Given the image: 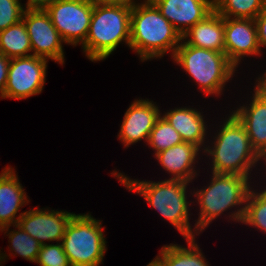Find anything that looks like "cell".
I'll return each mask as SVG.
<instances>
[{
	"instance_id": "obj_3",
	"label": "cell",
	"mask_w": 266,
	"mask_h": 266,
	"mask_svg": "<svg viewBox=\"0 0 266 266\" xmlns=\"http://www.w3.org/2000/svg\"><path fill=\"white\" fill-rule=\"evenodd\" d=\"M212 173L211 182L207 187L202 189L193 190L192 194L196 198L199 205V216L194 230L197 234L203 232V230L217 219L223 212L230 210L234 207H238L235 211L232 210L229 216V220L235 222H241L243 219L245 205L248 193L250 191L251 183L249 177L232 175V174H220ZM240 206V207H239Z\"/></svg>"
},
{
	"instance_id": "obj_6",
	"label": "cell",
	"mask_w": 266,
	"mask_h": 266,
	"mask_svg": "<svg viewBox=\"0 0 266 266\" xmlns=\"http://www.w3.org/2000/svg\"><path fill=\"white\" fill-rule=\"evenodd\" d=\"M172 59L189 74L206 96L222 95L226 83L237 71L225 52L190 46L183 40Z\"/></svg>"
},
{
	"instance_id": "obj_12",
	"label": "cell",
	"mask_w": 266,
	"mask_h": 266,
	"mask_svg": "<svg viewBox=\"0 0 266 266\" xmlns=\"http://www.w3.org/2000/svg\"><path fill=\"white\" fill-rule=\"evenodd\" d=\"M75 213L35 208L24 211L18 225L41 245L52 241L61 242L65 229Z\"/></svg>"
},
{
	"instance_id": "obj_21",
	"label": "cell",
	"mask_w": 266,
	"mask_h": 266,
	"mask_svg": "<svg viewBox=\"0 0 266 266\" xmlns=\"http://www.w3.org/2000/svg\"><path fill=\"white\" fill-rule=\"evenodd\" d=\"M0 52L7 58H19L32 56L30 38L26 25L21 20L0 31Z\"/></svg>"
},
{
	"instance_id": "obj_19",
	"label": "cell",
	"mask_w": 266,
	"mask_h": 266,
	"mask_svg": "<svg viewBox=\"0 0 266 266\" xmlns=\"http://www.w3.org/2000/svg\"><path fill=\"white\" fill-rule=\"evenodd\" d=\"M190 46L224 52V17L215 10L182 35Z\"/></svg>"
},
{
	"instance_id": "obj_14",
	"label": "cell",
	"mask_w": 266,
	"mask_h": 266,
	"mask_svg": "<svg viewBox=\"0 0 266 266\" xmlns=\"http://www.w3.org/2000/svg\"><path fill=\"white\" fill-rule=\"evenodd\" d=\"M152 100L135 99L124 114V118L117 135L126 147L138 141H148L156 120L161 116L158 105Z\"/></svg>"
},
{
	"instance_id": "obj_34",
	"label": "cell",
	"mask_w": 266,
	"mask_h": 266,
	"mask_svg": "<svg viewBox=\"0 0 266 266\" xmlns=\"http://www.w3.org/2000/svg\"><path fill=\"white\" fill-rule=\"evenodd\" d=\"M261 161H263V163H264V161H265V163H264V164L266 165V156H265V157H263ZM264 190L266 191V187H265V189H264Z\"/></svg>"
},
{
	"instance_id": "obj_27",
	"label": "cell",
	"mask_w": 266,
	"mask_h": 266,
	"mask_svg": "<svg viewBox=\"0 0 266 266\" xmlns=\"http://www.w3.org/2000/svg\"><path fill=\"white\" fill-rule=\"evenodd\" d=\"M24 11L21 0H0V31L21 21Z\"/></svg>"
},
{
	"instance_id": "obj_20",
	"label": "cell",
	"mask_w": 266,
	"mask_h": 266,
	"mask_svg": "<svg viewBox=\"0 0 266 266\" xmlns=\"http://www.w3.org/2000/svg\"><path fill=\"white\" fill-rule=\"evenodd\" d=\"M196 239H186L187 248L178 244L165 245L156 257L165 266H209Z\"/></svg>"
},
{
	"instance_id": "obj_30",
	"label": "cell",
	"mask_w": 266,
	"mask_h": 266,
	"mask_svg": "<svg viewBox=\"0 0 266 266\" xmlns=\"http://www.w3.org/2000/svg\"><path fill=\"white\" fill-rule=\"evenodd\" d=\"M55 0H27L25 10H45Z\"/></svg>"
},
{
	"instance_id": "obj_26",
	"label": "cell",
	"mask_w": 266,
	"mask_h": 266,
	"mask_svg": "<svg viewBox=\"0 0 266 266\" xmlns=\"http://www.w3.org/2000/svg\"><path fill=\"white\" fill-rule=\"evenodd\" d=\"M36 264L40 266H71L61 242L41 245Z\"/></svg>"
},
{
	"instance_id": "obj_31",
	"label": "cell",
	"mask_w": 266,
	"mask_h": 266,
	"mask_svg": "<svg viewBox=\"0 0 266 266\" xmlns=\"http://www.w3.org/2000/svg\"><path fill=\"white\" fill-rule=\"evenodd\" d=\"M93 4H123V0H90Z\"/></svg>"
},
{
	"instance_id": "obj_32",
	"label": "cell",
	"mask_w": 266,
	"mask_h": 266,
	"mask_svg": "<svg viewBox=\"0 0 266 266\" xmlns=\"http://www.w3.org/2000/svg\"><path fill=\"white\" fill-rule=\"evenodd\" d=\"M146 266H165L157 257H155L149 264Z\"/></svg>"
},
{
	"instance_id": "obj_33",
	"label": "cell",
	"mask_w": 266,
	"mask_h": 266,
	"mask_svg": "<svg viewBox=\"0 0 266 266\" xmlns=\"http://www.w3.org/2000/svg\"><path fill=\"white\" fill-rule=\"evenodd\" d=\"M144 2L151 1V0H143ZM136 3V0H123V4H133Z\"/></svg>"
},
{
	"instance_id": "obj_24",
	"label": "cell",
	"mask_w": 266,
	"mask_h": 266,
	"mask_svg": "<svg viewBox=\"0 0 266 266\" xmlns=\"http://www.w3.org/2000/svg\"><path fill=\"white\" fill-rule=\"evenodd\" d=\"M253 189L248 193L241 223L266 233V191L264 188L259 192Z\"/></svg>"
},
{
	"instance_id": "obj_11",
	"label": "cell",
	"mask_w": 266,
	"mask_h": 266,
	"mask_svg": "<svg viewBox=\"0 0 266 266\" xmlns=\"http://www.w3.org/2000/svg\"><path fill=\"white\" fill-rule=\"evenodd\" d=\"M256 82L250 104L242 105L232 113L246 129L252 148L263 158L266 156V72Z\"/></svg>"
},
{
	"instance_id": "obj_15",
	"label": "cell",
	"mask_w": 266,
	"mask_h": 266,
	"mask_svg": "<svg viewBox=\"0 0 266 266\" xmlns=\"http://www.w3.org/2000/svg\"><path fill=\"white\" fill-rule=\"evenodd\" d=\"M182 36L214 11V0H151Z\"/></svg>"
},
{
	"instance_id": "obj_25",
	"label": "cell",
	"mask_w": 266,
	"mask_h": 266,
	"mask_svg": "<svg viewBox=\"0 0 266 266\" xmlns=\"http://www.w3.org/2000/svg\"><path fill=\"white\" fill-rule=\"evenodd\" d=\"M182 142L184 141L180 134L161 114L150 132L146 145H149L154 150V153L157 154Z\"/></svg>"
},
{
	"instance_id": "obj_2",
	"label": "cell",
	"mask_w": 266,
	"mask_h": 266,
	"mask_svg": "<svg viewBox=\"0 0 266 266\" xmlns=\"http://www.w3.org/2000/svg\"><path fill=\"white\" fill-rule=\"evenodd\" d=\"M181 41L182 36L152 1L132 4L129 48L142 62L161 59L168 51L173 57Z\"/></svg>"
},
{
	"instance_id": "obj_22",
	"label": "cell",
	"mask_w": 266,
	"mask_h": 266,
	"mask_svg": "<svg viewBox=\"0 0 266 266\" xmlns=\"http://www.w3.org/2000/svg\"><path fill=\"white\" fill-rule=\"evenodd\" d=\"M266 0H214V10L224 18L255 19Z\"/></svg>"
},
{
	"instance_id": "obj_17",
	"label": "cell",
	"mask_w": 266,
	"mask_h": 266,
	"mask_svg": "<svg viewBox=\"0 0 266 266\" xmlns=\"http://www.w3.org/2000/svg\"><path fill=\"white\" fill-rule=\"evenodd\" d=\"M15 172L6 166L0 173V228L16 225L23 213L16 214L30 202Z\"/></svg>"
},
{
	"instance_id": "obj_4",
	"label": "cell",
	"mask_w": 266,
	"mask_h": 266,
	"mask_svg": "<svg viewBox=\"0 0 266 266\" xmlns=\"http://www.w3.org/2000/svg\"><path fill=\"white\" fill-rule=\"evenodd\" d=\"M219 126L221 130L214 133L212 146L206 145L202 151L211 156L212 172L250 178L252 168L262 158L252 148L246 129L233 113Z\"/></svg>"
},
{
	"instance_id": "obj_29",
	"label": "cell",
	"mask_w": 266,
	"mask_h": 266,
	"mask_svg": "<svg viewBox=\"0 0 266 266\" xmlns=\"http://www.w3.org/2000/svg\"><path fill=\"white\" fill-rule=\"evenodd\" d=\"M10 60L11 59L0 52V97L2 99H4V90L7 84Z\"/></svg>"
},
{
	"instance_id": "obj_1",
	"label": "cell",
	"mask_w": 266,
	"mask_h": 266,
	"mask_svg": "<svg viewBox=\"0 0 266 266\" xmlns=\"http://www.w3.org/2000/svg\"><path fill=\"white\" fill-rule=\"evenodd\" d=\"M123 186L143 196L150 206L156 209L165 220L169 221L185 239H194L198 235L190 225L187 186L189 182L165 179L158 182L132 180L123 173L112 171Z\"/></svg>"
},
{
	"instance_id": "obj_13",
	"label": "cell",
	"mask_w": 266,
	"mask_h": 266,
	"mask_svg": "<svg viewBox=\"0 0 266 266\" xmlns=\"http://www.w3.org/2000/svg\"><path fill=\"white\" fill-rule=\"evenodd\" d=\"M224 38V52L237 68L245 56L261 55L254 19L224 18Z\"/></svg>"
},
{
	"instance_id": "obj_7",
	"label": "cell",
	"mask_w": 266,
	"mask_h": 266,
	"mask_svg": "<svg viewBox=\"0 0 266 266\" xmlns=\"http://www.w3.org/2000/svg\"><path fill=\"white\" fill-rule=\"evenodd\" d=\"M102 220L74 214L67 224L62 246L71 266H99L107 250Z\"/></svg>"
},
{
	"instance_id": "obj_28",
	"label": "cell",
	"mask_w": 266,
	"mask_h": 266,
	"mask_svg": "<svg viewBox=\"0 0 266 266\" xmlns=\"http://www.w3.org/2000/svg\"><path fill=\"white\" fill-rule=\"evenodd\" d=\"M257 26L258 43L260 49L266 47V7L254 19Z\"/></svg>"
},
{
	"instance_id": "obj_8",
	"label": "cell",
	"mask_w": 266,
	"mask_h": 266,
	"mask_svg": "<svg viewBox=\"0 0 266 266\" xmlns=\"http://www.w3.org/2000/svg\"><path fill=\"white\" fill-rule=\"evenodd\" d=\"M93 8L90 0H55L45 11L65 44L76 46L87 38Z\"/></svg>"
},
{
	"instance_id": "obj_9",
	"label": "cell",
	"mask_w": 266,
	"mask_h": 266,
	"mask_svg": "<svg viewBox=\"0 0 266 266\" xmlns=\"http://www.w3.org/2000/svg\"><path fill=\"white\" fill-rule=\"evenodd\" d=\"M48 60L37 56L12 58L9 63L4 99H27L42 92Z\"/></svg>"
},
{
	"instance_id": "obj_5",
	"label": "cell",
	"mask_w": 266,
	"mask_h": 266,
	"mask_svg": "<svg viewBox=\"0 0 266 266\" xmlns=\"http://www.w3.org/2000/svg\"><path fill=\"white\" fill-rule=\"evenodd\" d=\"M131 11L132 4H94L89 32L82 44L89 60L108 58L121 42L129 47Z\"/></svg>"
},
{
	"instance_id": "obj_23",
	"label": "cell",
	"mask_w": 266,
	"mask_h": 266,
	"mask_svg": "<svg viewBox=\"0 0 266 266\" xmlns=\"http://www.w3.org/2000/svg\"><path fill=\"white\" fill-rule=\"evenodd\" d=\"M9 227L11 226L0 228L1 232L5 231L4 236L5 233L8 232V235L6 236H9L8 242L11 244H9V247H11L9 253L12 252L11 254H9V256H11L12 254L16 256L18 254V256L20 255L24 259L36 263L41 244L36 239L27 234L18 224L14 225L17 230L13 229V231H9Z\"/></svg>"
},
{
	"instance_id": "obj_10",
	"label": "cell",
	"mask_w": 266,
	"mask_h": 266,
	"mask_svg": "<svg viewBox=\"0 0 266 266\" xmlns=\"http://www.w3.org/2000/svg\"><path fill=\"white\" fill-rule=\"evenodd\" d=\"M22 20L30 38L32 55L64 64L63 39L45 10H25Z\"/></svg>"
},
{
	"instance_id": "obj_16",
	"label": "cell",
	"mask_w": 266,
	"mask_h": 266,
	"mask_svg": "<svg viewBox=\"0 0 266 266\" xmlns=\"http://www.w3.org/2000/svg\"><path fill=\"white\" fill-rule=\"evenodd\" d=\"M200 148L193 143L182 142L153 155L164 168L171 174L173 180H182L191 183L197 177L195 169Z\"/></svg>"
},
{
	"instance_id": "obj_18",
	"label": "cell",
	"mask_w": 266,
	"mask_h": 266,
	"mask_svg": "<svg viewBox=\"0 0 266 266\" xmlns=\"http://www.w3.org/2000/svg\"><path fill=\"white\" fill-rule=\"evenodd\" d=\"M202 112L192 107H179L163 113V117L180 134L184 142L193 143L203 151L206 148L207 122Z\"/></svg>"
}]
</instances>
